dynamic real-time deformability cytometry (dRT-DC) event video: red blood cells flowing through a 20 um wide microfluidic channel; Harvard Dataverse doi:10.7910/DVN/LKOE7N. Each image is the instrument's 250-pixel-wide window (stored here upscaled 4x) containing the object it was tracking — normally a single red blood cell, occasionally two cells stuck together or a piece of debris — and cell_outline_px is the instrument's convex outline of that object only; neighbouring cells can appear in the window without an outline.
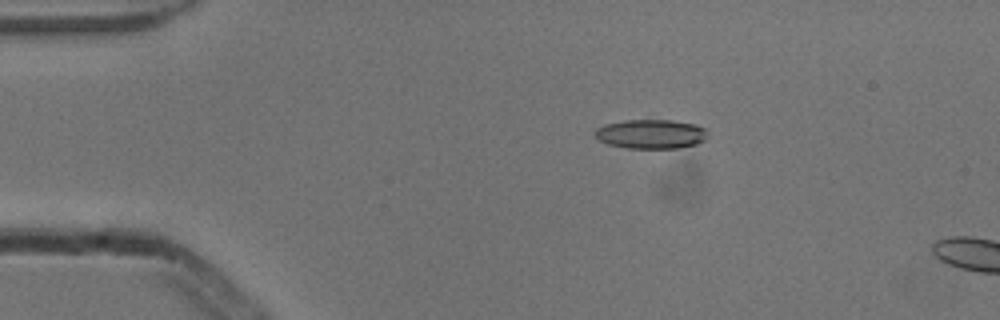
{"species": "common noctule bat (a hibernating species)", "species_latin": "Nyctalus noctula", "temperature_condition": "cold", "stored_images_in_passage": 4, "camera_frame_rate_fps": 3000, "um_per_image_px": 0.085, "animal": {"sex": "male", "body_mass_g": 13.3}, "frame": {"image": 1, "passage_image": 3, "time_ms": 0.667, "image_size_px": [1000, 320], "cell_outline_px": [[708, 140], [696, 144], [680, 148], [628, 148], [608, 144], [596, 140], [592, 132], [596, 128], [604, 124], [624, 120], [672, 120], [696, 124], [704, 128], [708, 132]], "centroid_in_image_um": [55.32, 11.39], "position_along_channel_um": 29.7, "area_um2": 19.65}}